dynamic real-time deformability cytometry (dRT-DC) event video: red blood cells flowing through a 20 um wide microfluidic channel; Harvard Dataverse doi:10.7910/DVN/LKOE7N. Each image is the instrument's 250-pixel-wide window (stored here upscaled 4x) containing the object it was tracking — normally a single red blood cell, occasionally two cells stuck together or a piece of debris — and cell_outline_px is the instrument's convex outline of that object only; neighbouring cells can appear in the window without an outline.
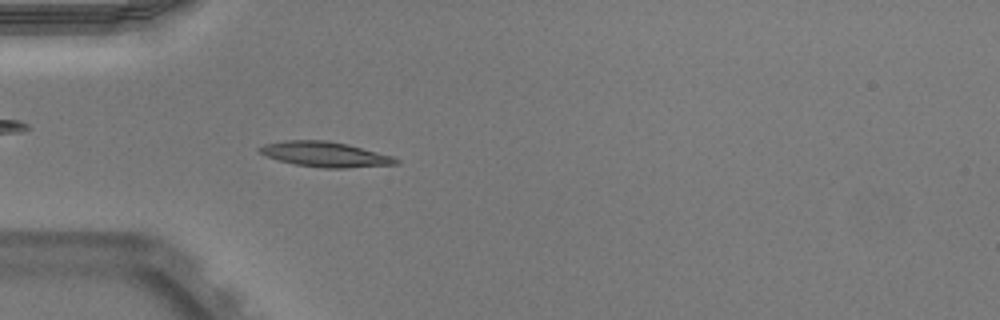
{"species": "Egyptian fruit bat (a non-hibernating species)", "species_latin": "Rousettus aegyptiacus", "temperature_condition": "warm", "stored_images_in_passage": 51, "camera_frame_rate_fps": 3000, "um_per_image_px": 0.085, "animal": {"sex": "male"}, "frame": {"image": 1, "passage_image": 15, "time_ms": 4.667, "image_size_px": [1000, 320], "cell_outline_px": [[400, 164], [344, 168], [324, 168], [296, 164], [280, 160], [268, 156], [260, 152], [256, 148], [264, 144], [284, 140], [328, 140], [348, 144], [392, 156], [400, 160]], "centroid_in_image_um": [27.66, 13.11], "position_along_channel_um": 57.3, "area_um2": 19.88}}
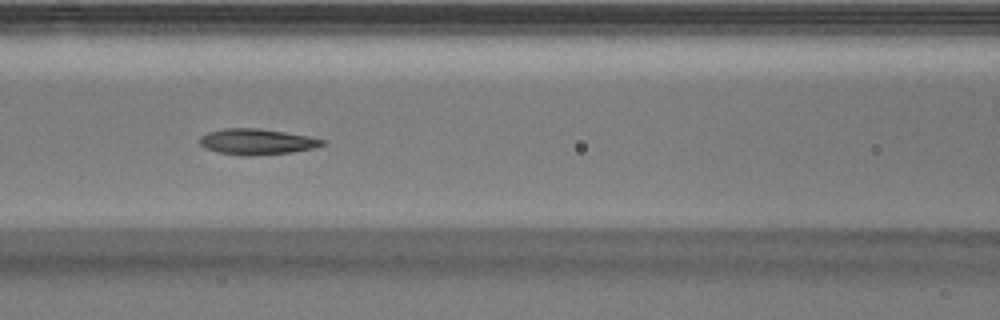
{"frame": {"image": 2, "passage_image": 22, "time_ms": 7.0, "image_size_px": [1000, 320], "cell_outline_px": [[328, 140], [324, 144], [312, 148], [292, 152], [248, 156], [244, 156], [216, 152], [204, 148], [200, 144], [200, 136], [208, 132], [224, 128], [260, 128], [308, 136]], "centroid_in_image_um": [21.81, 12.04], "position_along_channel_um": 144.8, "area_um2": 18.5}}
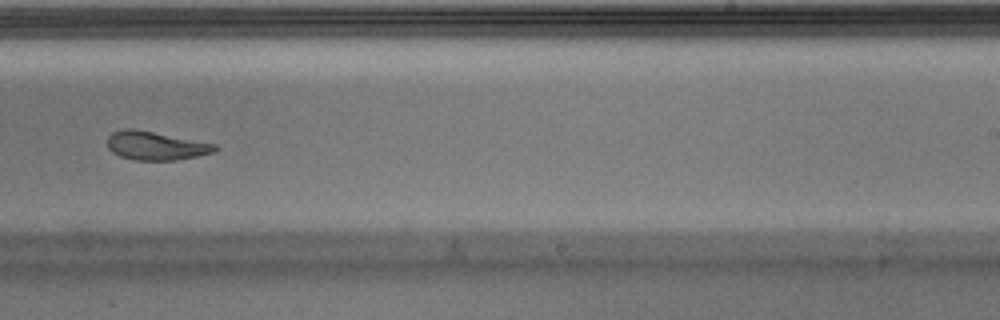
{"frame": {"image": 3, "passage_image": 32, "time_ms": 10.333, "image_size_px": [1000, 320], "cell_outline_px": [[220, 148], [216, 152], [176, 160], [136, 160], [120, 156], [112, 152], [108, 148], [108, 136], [112, 132], [124, 128], [132, 128], [216, 144]], "centroid_in_image_um": [13.25, 12.39], "position_along_channel_um": 275.8, "area_um2": 17.86}, "authors_computed_cell_mechanics": {"area_um2": 18.2648, "velocity_mm_per_s": 3.9387, "shape_relaxation_time_tau1_ms": 3.8137, "shape_relaxation_time_tau2_ms": 1.9491, "deformation_change_tau1": 0.1607, "deformation_change_tau2": 0.091}}